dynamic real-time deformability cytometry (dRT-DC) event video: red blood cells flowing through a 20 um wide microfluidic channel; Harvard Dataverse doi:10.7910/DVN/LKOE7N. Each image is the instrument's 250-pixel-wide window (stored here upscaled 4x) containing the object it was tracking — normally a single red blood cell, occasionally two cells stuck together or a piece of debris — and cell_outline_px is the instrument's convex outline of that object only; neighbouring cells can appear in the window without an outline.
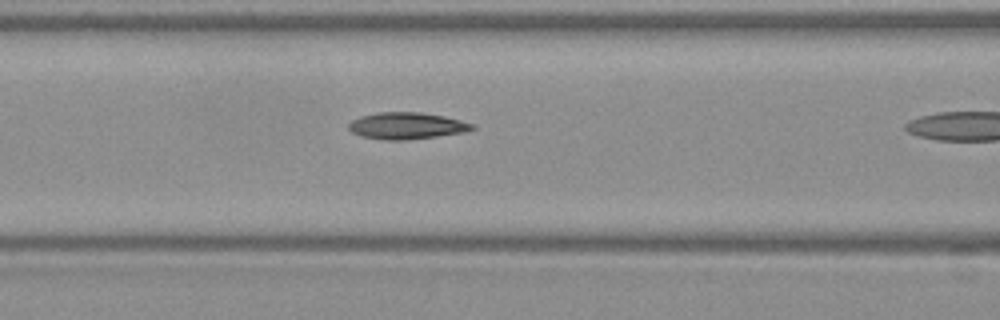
{"species": "Egyptian fruit bat (a non-hibernating species)", "species_latin": "Rousettus aegyptiacus", "temperature_condition": "warm", "stored_images_in_passage": 6, "camera_frame_rate_fps": 3000, "um_per_image_px": 0.085, "frame": {"image": 1, "passage_image": 5, "time_ms": 1.333, "image_size_px": [1000, 320], "cell_outline_px": [[476, 128], [464, 132], [408, 140], [384, 140], [360, 136], [352, 132], [348, 128], [348, 124], [352, 120], [360, 116], [380, 112], [420, 112], [444, 116], [476, 124]], "centroid_in_image_um": [34.57, 10.69], "position_along_channel_um": 132.0, "area_um2": 19.31}}